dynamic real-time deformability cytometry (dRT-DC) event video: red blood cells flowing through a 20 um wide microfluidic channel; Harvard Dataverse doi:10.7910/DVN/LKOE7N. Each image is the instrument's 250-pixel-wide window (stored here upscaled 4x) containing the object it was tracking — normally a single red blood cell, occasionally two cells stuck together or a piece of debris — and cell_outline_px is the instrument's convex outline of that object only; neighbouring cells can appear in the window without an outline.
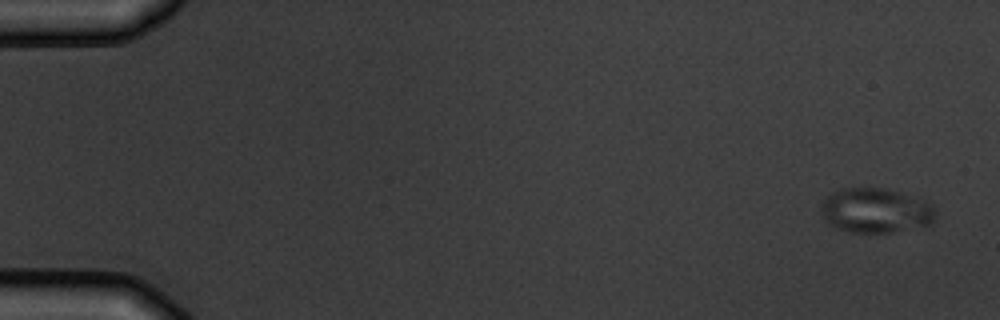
{"species": "common noctule bat (a hibernating species)", "species_latin": "Nyctalus noctula", "temperature_condition": "warm", "stored_images_in_passage": 8, "camera_frame_rate_fps": 3000, "um_per_image_px": 0.085, "animal": {"sex": "male", "body_mass_g": 19.5, "forearm_length_mm": 54.6}, "frame": {"image": 1, "passage_image": 1, "time_ms": 0.0, "image_size_px": [1000, 320], "cell_outline_px": [[936, 216], [932, 224], [888, 232], [848, 232], [836, 228], [828, 224], [824, 220], [820, 208], [820, 204], [832, 192], [840, 188], [880, 188], [900, 192], [924, 200], [932, 204], [936, 212]], "centroid_in_image_um": [74.41, 17.89], "position_along_channel_um": 10.6, "area_um2": 29.88}}